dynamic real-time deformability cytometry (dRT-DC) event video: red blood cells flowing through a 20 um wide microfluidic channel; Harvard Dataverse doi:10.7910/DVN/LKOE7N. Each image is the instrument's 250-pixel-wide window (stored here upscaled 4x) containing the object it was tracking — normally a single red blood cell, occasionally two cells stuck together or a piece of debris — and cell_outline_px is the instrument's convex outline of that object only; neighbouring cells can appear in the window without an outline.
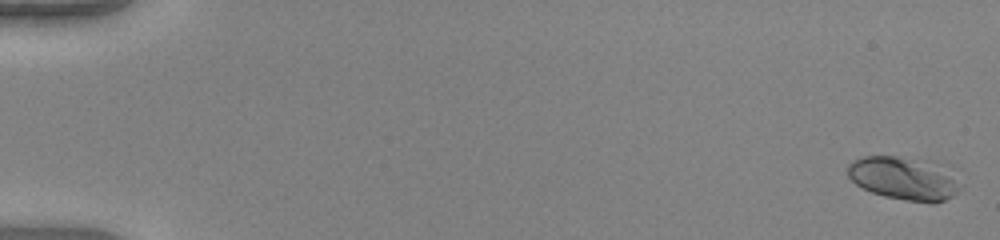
{"species": "human", "species_latin": "Homo sapiens", "temperature_condition": "warm", "stored_images_in_passage": 51, "camera_frame_rate_fps": 3000, "um_per_image_px": 0.085, "donor": {"sex": "female"}, "frame": {"image": 1, "passage_image": 1, "time_ms": 0.0, "image_size_px": [1000, 240], "cell_outline_px": [[964, 184], [952, 196], [944, 200], [932, 204], [904, 200], [884, 196], [872, 192], [856, 184], [848, 176], [848, 164], [852, 160], [864, 156], [896, 156], [944, 160], [952, 164]], "centroid_in_image_um": [77.03, 15.11], "position_along_channel_um": 8.0, "area_um2": 30.17}}
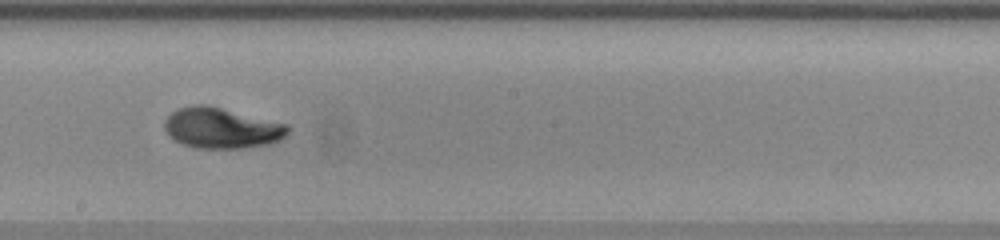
{"frame": {"image": 2, "passage_image": 30, "time_ms": 9.667, "image_size_px": [1000, 240], "cell_outline_px": [[288, 132], [280, 140], [268, 144], [244, 148], [196, 148], [180, 144], [172, 140], [168, 136], [164, 128], [164, 120], [172, 112], [180, 108], [192, 104], [208, 104], [288, 124]], "centroid_in_image_um": [18.79, 10.88], "position_along_channel_um": 229.4, "area_um2": 29.54}}
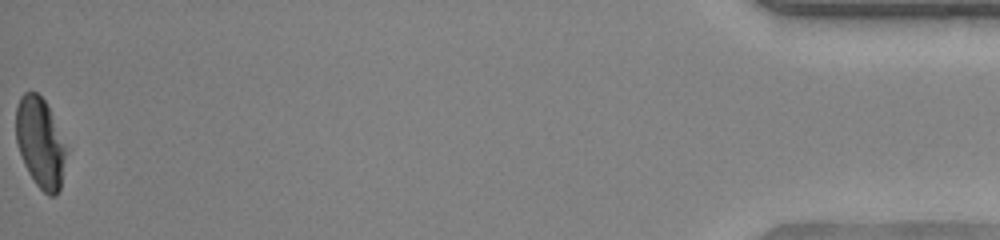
{"frame": {"image": 3, "passage_image": 51, "time_ms": 16.667, "image_size_px": [1000, 240], "cell_outline_px": [[64, 156], [60, 188], [56, 196], [48, 196], [36, 184], [28, 172], [24, 164], [16, 140], [16, 108], [20, 96], [24, 92], [36, 92], [44, 100], [48, 108], [64, 148]], "centroid_in_image_um": [3.35, 12.14], "position_along_channel_um": 431.8, "area_um2": 25.26}, "authors_computed_cell_mechanics": {"area_um2": 27.8018, "velocity_mm_per_s": 4.1701, "shape_relaxation_time_tau1_ms": 2.5778, "shape_relaxation_time_tau2_ms": 1.0351, "deformation_change_tau1": 0.1862, "deformation_change_tau2": 0.0409}}